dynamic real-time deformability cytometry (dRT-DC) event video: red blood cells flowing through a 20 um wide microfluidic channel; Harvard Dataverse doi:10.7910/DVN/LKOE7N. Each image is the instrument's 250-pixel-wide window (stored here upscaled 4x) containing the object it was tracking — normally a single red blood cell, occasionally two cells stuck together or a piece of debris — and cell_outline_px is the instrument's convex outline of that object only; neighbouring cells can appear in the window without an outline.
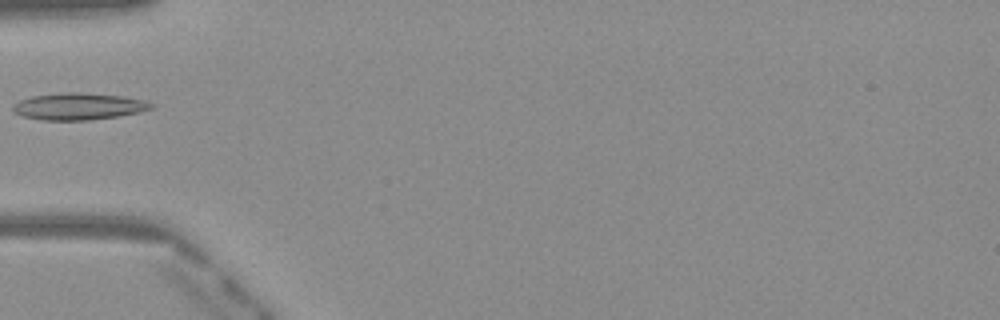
{"species": "Egyptian fruit bat (a non-hibernating species)", "species_latin": "Rousettus aegyptiacus", "temperature_condition": "warm", "stored_images_in_passage": 6, "camera_frame_rate_fps": 3000, "um_per_image_px": 0.085, "frame": {"image": 1, "passage_image": 1, "time_ms": 0.0, "image_size_px": [1000, 320], "cell_outline_px": [[156, 108], [140, 112], [120, 116], [88, 120], [40, 120], [24, 116], [16, 112], [12, 108], [12, 104], [20, 100], [32, 96], [60, 92], [80, 92], [124, 96], [144, 100], [156, 104]], "centroid_in_image_um": [6.74, 9.03], "position_along_channel_um": 78.3, "area_um2": 21.91}}